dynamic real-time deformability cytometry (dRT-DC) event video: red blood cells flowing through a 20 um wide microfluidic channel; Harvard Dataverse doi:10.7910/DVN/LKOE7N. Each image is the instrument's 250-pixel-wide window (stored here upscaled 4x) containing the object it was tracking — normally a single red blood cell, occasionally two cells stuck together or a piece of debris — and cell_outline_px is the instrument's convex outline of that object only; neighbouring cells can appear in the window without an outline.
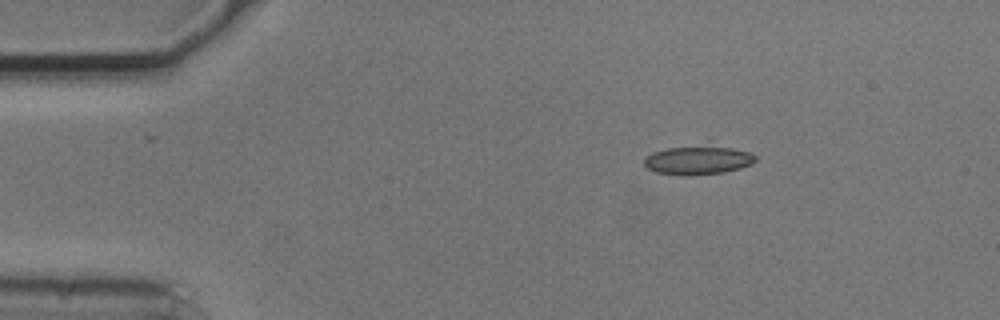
{"species": "common noctule bat (a hibernating species)", "species_latin": "Nyctalus noctula", "temperature_condition": "cold", "stored_images_in_passage": 3, "camera_frame_rate_fps": 3000, "um_per_image_px": 0.085, "animal": {"sex": "male", "body_mass_g": 20.5, "forearm_length_mm": 52.5}, "frame": {"image": 1, "passage_image": 1, "time_ms": 0.0, "image_size_px": [1000, 320], "cell_outline_px": [[756, 160], [752, 164], [740, 168], [724, 172], [688, 176], [656, 172], [648, 168], [644, 164], [644, 160], [652, 152], [708, 136], [752, 152], [756, 156]], "centroid_in_image_um": [59.46, 13.43], "position_along_channel_um": 25.5, "area_um2": 21.33}}